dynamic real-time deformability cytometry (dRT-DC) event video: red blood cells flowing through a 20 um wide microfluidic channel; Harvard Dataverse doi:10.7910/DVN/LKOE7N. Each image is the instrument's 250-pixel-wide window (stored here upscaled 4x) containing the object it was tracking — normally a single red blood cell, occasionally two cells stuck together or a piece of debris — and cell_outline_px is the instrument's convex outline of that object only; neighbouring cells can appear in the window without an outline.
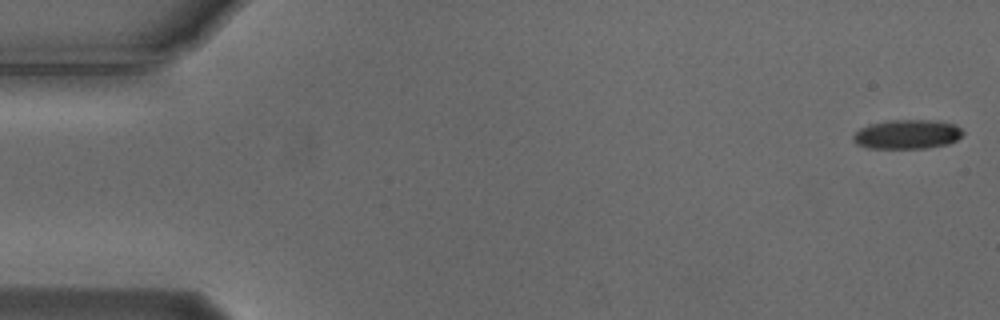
{"species": "Egyptian fruit bat (a non-hibernating species)", "species_latin": "Rousettus aegyptiacus", "temperature_condition": "cold", "stored_images_in_passage": 55, "camera_frame_rate_fps": 3000, "um_per_image_px": 0.085, "animal": {"sex": "male"}, "frame": {"image": 1, "passage_image": 1, "time_ms": 0.0, "image_size_px": [1000, 320], "cell_outline_px": [[964, 132], [956, 140], [948, 144], [924, 148], [868, 148], [856, 144], [852, 140], [852, 136], [860, 128], [868, 124], [888, 120], [928, 120], [956, 124]], "centroid_in_image_um": [77.07, 11.41], "position_along_channel_um": 7.9, "area_um2": 18.73}}
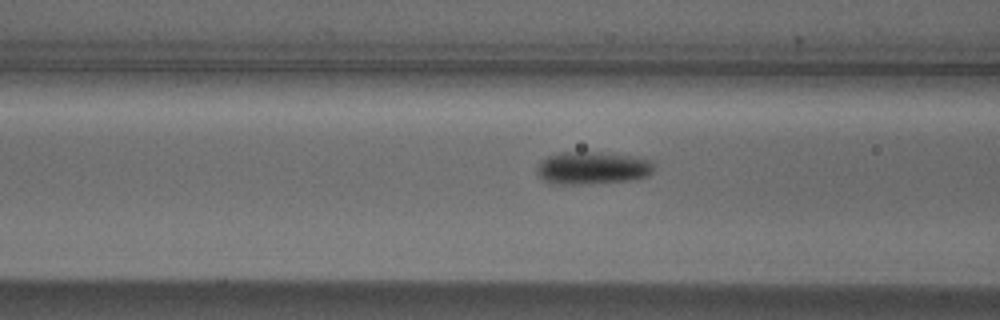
{"frame": {"image": 2, "passage_image": 21, "time_ms": 6.667, "image_size_px": [1000, 320], "cell_outline_px": [[652, 172], [648, 176], [636, 180], [588, 184], [548, 184], [536, 172], [536, 168], [540, 160], [548, 156], [560, 152], [592, 152], [632, 156], [652, 160]], "centroid_in_image_um": [50.32, 14.29], "position_along_channel_um": 116.3, "area_um2": 22.48}}
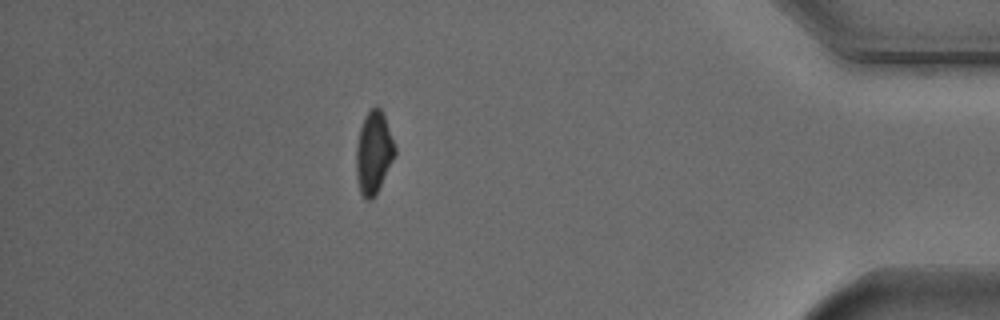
{"frame": {"image": 3, "passage_image": 48, "time_ms": 15.667, "image_size_px": [1000, 320], "cell_outline_px": [[396, 156], [372, 200], [364, 200], [360, 192], [356, 176], [356, 148], [360, 128], [364, 116], [376, 104], [380, 108], [384, 116], [396, 148]], "centroid_in_image_um": [31.76, 12.98], "position_along_channel_um": 403.4, "area_um2": 18.61}, "authors_computed_cell_mechanics": {"area_um2": 19.7098, "velocity_mm_per_s": 3.7238, "shape_relaxation_time_tau1_ms": 4.6278, "shape_relaxation_time_tau2_ms": null, "deformation_change_tau1": 0.1155, "deformation_change_tau2": null}}